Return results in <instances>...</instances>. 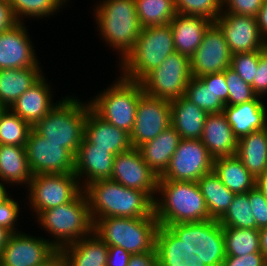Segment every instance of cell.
<instances>
[{
  "mask_svg": "<svg viewBox=\"0 0 267 266\" xmlns=\"http://www.w3.org/2000/svg\"><path fill=\"white\" fill-rule=\"evenodd\" d=\"M260 252L267 261V227L259 229Z\"/></svg>",
  "mask_w": 267,
  "mask_h": 266,
  "instance_id": "cell-54",
  "label": "cell"
},
{
  "mask_svg": "<svg viewBox=\"0 0 267 266\" xmlns=\"http://www.w3.org/2000/svg\"><path fill=\"white\" fill-rule=\"evenodd\" d=\"M265 0H222V12L256 17Z\"/></svg>",
  "mask_w": 267,
  "mask_h": 266,
  "instance_id": "cell-44",
  "label": "cell"
},
{
  "mask_svg": "<svg viewBox=\"0 0 267 266\" xmlns=\"http://www.w3.org/2000/svg\"><path fill=\"white\" fill-rule=\"evenodd\" d=\"M114 158L115 155L107 149L94 148V145L84 138L75 155L74 168L79 183L82 181L81 178H84L80 183L82 189L94 181L110 179Z\"/></svg>",
  "mask_w": 267,
  "mask_h": 266,
  "instance_id": "cell-20",
  "label": "cell"
},
{
  "mask_svg": "<svg viewBox=\"0 0 267 266\" xmlns=\"http://www.w3.org/2000/svg\"><path fill=\"white\" fill-rule=\"evenodd\" d=\"M250 205L248 192L235 194L229 209L219 220L220 225L240 229H258Z\"/></svg>",
  "mask_w": 267,
  "mask_h": 266,
  "instance_id": "cell-38",
  "label": "cell"
},
{
  "mask_svg": "<svg viewBox=\"0 0 267 266\" xmlns=\"http://www.w3.org/2000/svg\"><path fill=\"white\" fill-rule=\"evenodd\" d=\"M131 254L119 246H109L106 266H127Z\"/></svg>",
  "mask_w": 267,
  "mask_h": 266,
  "instance_id": "cell-50",
  "label": "cell"
},
{
  "mask_svg": "<svg viewBox=\"0 0 267 266\" xmlns=\"http://www.w3.org/2000/svg\"><path fill=\"white\" fill-rule=\"evenodd\" d=\"M109 246L94 232L63 247L59 252L68 266H106Z\"/></svg>",
  "mask_w": 267,
  "mask_h": 266,
  "instance_id": "cell-29",
  "label": "cell"
},
{
  "mask_svg": "<svg viewBox=\"0 0 267 266\" xmlns=\"http://www.w3.org/2000/svg\"><path fill=\"white\" fill-rule=\"evenodd\" d=\"M232 53L219 26L212 22L205 30L202 42L190 57L192 77L223 72L230 67Z\"/></svg>",
  "mask_w": 267,
  "mask_h": 266,
  "instance_id": "cell-14",
  "label": "cell"
},
{
  "mask_svg": "<svg viewBox=\"0 0 267 266\" xmlns=\"http://www.w3.org/2000/svg\"><path fill=\"white\" fill-rule=\"evenodd\" d=\"M50 89V85H48L43 75L9 109L33 127L59 102L54 103L52 101L53 92Z\"/></svg>",
  "mask_w": 267,
  "mask_h": 266,
  "instance_id": "cell-22",
  "label": "cell"
},
{
  "mask_svg": "<svg viewBox=\"0 0 267 266\" xmlns=\"http://www.w3.org/2000/svg\"><path fill=\"white\" fill-rule=\"evenodd\" d=\"M236 156L257 180L267 170V128L240 138Z\"/></svg>",
  "mask_w": 267,
  "mask_h": 266,
  "instance_id": "cell-30",
  "label": "cell"
},
{
  "mask_svg": "<svg viewBox=\"0 0 267 266\" xmlns=\"http://www.w3.org/2000/svg\"><path fill=\"white\" fill-rule=\"evenodd\" d=\"M184 96L208 114L221 113L226 106L210 87L196 77L189 81Z\"/></svg>",
  "mask_w": 267,
  "mask_h": 266,
  "instance_id": "cell-40",
  "label": "cell"
},
{
  "mask_svg": "<svg viewBox=\"0 0 267 266\" xmlns=\"http://www.w3.org/2000/svg\"><path fill=\"white\" fill-rule=\"evenodd\" d=\"M90 102L65 97L32 128L46 140L59 143L74 156L84 139V128Z\"/></svg>",
  "mask_w": 267,
  "mask_h": 266,
  "instance_id": "cell-4",
  "label": "cell"
},
{
  "mask_svg": "<svg viewBox=\"0 0 267 266\" xmlns=\"http://www.w3.org/2000/svg\"><path fill=\"white\" fill-rule=\"evenodd\" d=\"M251 86L257 96L262 97L267 94V47L259 50L258 68Z\"/></svg>",
  "mask_w": 267,
  "mask_h": 266,
  "instance_id": "cell-48",
  "label": "cell"
},
{
  "mask_svg": "<svg viewBox=\"0 0 267 266\" xmlns=\"http://www.w3.org/2000/svg\"><path fill=\"white\" fill-rule=\"evenodd\" d=\"M180 140V135L170 125L153 140L140 145L137 149L144 162L160 177L167 169Z\"/></svg>",
  "mask_w": 267,
  "mask_h": 266,
  "instance_id": "cell-27",
  "label": "cell"
},
{
  "mask_svg": "<svg viewBox=\"0 0 267 266\" xmlns=\"http://www.w3.org/2000/svg\"><path fill=\"white\" fill-rule=\"evenodd\" d=\"M127 266H159L156 248L150 252L131 255Z\"/></svg>",
  "mask_w": 267,
  "mask_h": 266,
  "instance_id": "cell-51",
  "label": "cell"
},
{
  "mask_svg": "<svg viewBox=\"0 0 267 266\" xmlns=\"http://www.w3.org/2000/svg\"><path fill=\"white\" fill-rule=\"evenodd\" d=\"M178 14L204 17L214 22L222 12V0H174Z\"/></svg>",
  "mask_w": 267,
  "mask_h": 266,
  "instance_id": "cell-41",
  "label": "cell"
},
{
  "mask_svg": "<svg viewBox=\"0 0 267 266\" xmlns=\"http://www.w3.org/2000/svg\"><path fill=\"white\" fill-rule=\"evenodd\" d=\"M251 213L255 217L258 229L267 227V199L264 194L255 186L248 191Z\"/></svg>",
  "mask_w": 267,
  "mask_h": 266,
  "instance_id": "cell-45",
  "label": "cell"
},
{
  "mask_svg": "<svg viewBox=\"0 0 267 266\" xmlns=\"http://www.w3.org/2000/svg\"><path fill=\"white\" fill-rule=\"evenodd\" d=\"M226 85L228 86V101L225 105H237L254 100L257 95L250 84L246 83L230 67L225 70Z\"/></svg>",
  "mask_w": 267,
  "mask_h": 266,
  "instance_id": "cell-42",
  "label": "cell"
},
{
  "mask_svg": "<svg viewBox=\"0 0 267 266\" xmlns=\"http://www.w3.org/2000/svg\"><path fill=\"white\" fill-rule=\"evenodd\" d=\"M36 218L55 239L52 244L58 251L93 233L94 222L84 190L71 202L44 210Z\"/></svg>",
  "mask_w": 267,
  "mask_h": 266,
  "instance_id": "cell-5",
  "label": "cell"
},
{
  "mask_svg": "<svg viewBox=\"0 0 267 266\" xmlns=\"http://www.w3.org/2000/svg\"><path fill=\"white\" fill-rule=\"evenodd\" d=\"M155 248L159 266H207L167 226L159 225Z\"/></svg>",
  "mask_w": 267,
  "mask_h": 266,
  "instance_id": "cell-25",
  "label": "cell"
},
{
  "mask_svg": "<svg viewBox=\"0 0 267 266\" xmlns=\"http://www.w3.org/2000/svg\"><path fill=\"white\" fill-rule=\"evenodd\" d=\"M261 98L257 96L254 100L224 107L223 113L238 140L251 132L267 128V107Z\"/></svg>",
  "mask_w": 267,
  "mask_h": 266,
  "instance_id": "cell-23",
  "label": "cell"
},
{
  "mask_svg": "<svg viewBox=\"0 0 267 266\" xmlns=\"http://www.w3.org/2000/svg\"><path fill=\"white\" fill-rule=\"evenodd\" d=\"M256 187L267 199V170L256 180Z\"/></svg>",
  "mask_w": 267,
  "mask_h": 266,
  "instance_id": "cell-57",
  "label": "cell"
},
{
  "mask_svg": "<svg viewBox=\"0 0 267 266\" xmlns=\"http://www.w3.org/2000/svg\"><path fill=\"white\" fill-rule=\"evenodd\" d=\"M12 234L13 233L9 229H7L3 226H0V254L3 250V248L6 246L8 240Z\"/></svg>",
  "mask_w": 267,
  "mask_h": 266,
  "instance_id": "cell-56",
  "label": "cell"
},
{
  "mask_svg": "<svg viewBox=\"0 0 267 266\" xmlns=\"http://www.w3.org/2000/svg\"><path fill=\"white\" fill-rule=\"evenodd\" d=\"M154 214L159 225L210 220L208 208L197 182L158 180Z\"/></svg>",
  "mask_w": 267,
  "mask_h": 266,
  "instance_id": "cell-2",
  "label": "cell"
},
{
  "mask_svg": "<svg viewBox=\"0 0 267 266\" xmlns=\"http://www.w3.org/2000/svg\"><path fill=\"white\" fill-rule=\"evenodd\" d=\"M40 67L0 70V105L10 108L12 104L42 76Z\"/></svg>",
  "mask_w": 267,
  "mask_h": 266,
  "instance_id": "cell-31",
  "label": "cell"
},
{
  "mask_svg": "<svg viewBox=\"0 0 267 266\" xmlns=\"http://www.w3.org/2000/svg\"><path fill=\"white\" fill-rule=\"evenodd\" d=\"M197 184L213 220H220L229 209L235 193L230 191L221 179L211 171L203 175Z\"/></svg>",
  "mask_w": 267,
  "mask_h": 266,
  "instance_id": "cell-34",
  "label": "cell"
},
{
  "mask_svg": "<svg viewBox=\"0 0 267 266\" xmlns=\"http://www.w3.org/2000/svg\"><path fill=\"white\" fill-rule=\"evenodd\" d=\"M256 22L261 36L267 42V0L264 1V4L257 13Z\"/></svg>",
  "mask_w": 267,
  "mask_h": 266,
  "instance_id": "cell-53",
  "label": "cell"
},
{
  "mask_svg": "<svg viewBox=\"0 0 267 266\" xmlns=\"http://www.w3.org/2000/svg\"><path fill=\"white\" fill-rule=\"evenodd\" d=\"M13 233L0 254V266H44L59 251L49 239Z\"/></svg>",
  "mask_w": 267,
  "mask_h": 266,
  "instance_id": "cell-15",
  "label": "cell"
},
{
  "mask_svg": "<svg viewBox=\"0 0 267 266\" xmlns=\"http://www.w3.org/2000/svg\"><path fill=\"white\" fill-rule=\"evenodd\" d=\"M214 158L200 139H181L165 172L158 180L197 182L213 171Z\"/></svg>",
  "mask_w": 267,
  "mask_h": 266,
  "instance_id": "cell-12",
  "label": "cell"
},
{
  "mask_svg": "<svg viewBox=\"0 0 267 266\" xmlns=\"http://www.w3.org/2000/svg\"><path fill=\"white\" fill-rule=\"evenodd\" d=\"M25 150L32 175L74 174L75 156L61 144L46 140L33 128Z\"/></svg>",
  "mask_w": 267,
  "mask_h": 266,
  "instance_id": "cell-13",
  "label": "cell"
},
{
  "mask_svg": "<svg viewBox=\"0 0 267 266\" xmlns=\"http://www.w3.org/2000/svg\"><path fill=\"white\" fill-rule=\"evenodd\" d=\"M199 79L212 89L216 97H218L224 104L228 101L229 89L226 85L225 70L223 72L208 74L199 77Z\"/></svg>",
  "mask_w": 267,
  "mask_h": 266,
  "instance_id": "cell-47",
  "label": "cell"
},
{
  "mask_svg": "<svg viewBox=\"0 0 267 266\" xmlns=\"http://www.w3.org/2000/svg\"><path fill=\"white\" fill-rule=\"evenodd\" d=\"M171 126L181 139H200L208 113L185 96L170 101Z\"/></svg>",
  "mask_w": 267,
  "mask_h": 266,
  "instance_id": "cell-28",
  "label": "cell"
},
{
  "mask_svg": "<svg viewBox=\"0 0 267 266\" xmlns=\"http://www.w3.org/2000/svg\"><path fill=\"white\" fill-rule=\"evenodd\" d=\"M67 1L69 0H8L17 22H22L25 17L39 19L54 15Z\"/></svg>",
  "mask_w": 267,
  "mask_h": 266,
  "instance_id": "cell-39",
  "label": "cell"
},
{
  "mask_svg": "<svg viewBox=\"0 0 267 266\" xmlns=\"http://www.w3.org/2000/svg\"><path fill=\"white\" fill-rule=\"evenodd\" d=\"M16 23L8 0H0V32L11 28Z\"/></svg>",
  "mask_w": 267,
  "mask_h": 266,
  "instance_id": "cell-52",
  "label": "cell"
},
{
  "mask_svg": "<svg viewBox=\"0 0 267 266\" xmlns=\"http://www.w3.org/2000/svg\"><path fill=\"white\" fill-rule=\"evenodd\" d=\"M200 140L214 159L237 153L238 139L223 112L207 115Z\"/></svg>",
  "mask_w": 267,
  "mask_h": 266,
  "instance_id": "cell-24",
  "label": "cell"
},
{
  "mask_svg": "<svg viewBox=\"0 0 267 266\" xmlns=\"http://www.w3.org/2000/svg\"><path fill=\"white\" fill-rule=\"evenodd\" d=\"M32 176L25 146L0 144V182L29 185Z\"/></svg>",
  "mask_w": 267,
  "mask_h": 266,
  "instance_id": "cell-32",
  "label": "cell"
},
{
  "mask_svg": "<svg viewBox=\"0 0 267 266\" xmlns=\"http://www.w3.org/2000/svg\"><path fill=\"white\" fill-rule=\"evenodd\" d=\"M222 266H267L261 252H253L241 256H225Z\"/></svg>",
  "mask_w": 267,
  "mask_h": 266,
  "instance_id": "cell-49",
  "label": "cell"
},
{
  "mask_svg": "<svg viewBox=\"0 0 267 266\" xmlns=\"http://www.w3.org/2000/svg\"><path fill=\"white\" fill-rule=\"evenodd\" d=\"M21 209L19 207L18 201L16 202L9 195L2 203H0V226L9 229L12 233L20 232L15 227V222L18 220V213ZM17 230V231H16Z\"/></svg>",
  "mask_w": 267,
  "mask_h": 266,
  "instance_id": "cell-46",
  "label": "cell"
},
{
  "mask_svg": "<svg viewBox=\"0 0 267 266\" xmlns=\"http://www.w3.org/2000/svg\"><path fill=\"white\" fill-rule=\"evenodd\" d=\"M8 195L10 194L6 191L5 185L0 182V203L7 199L9 197Z\"/></svg>",
  "mask_w": 267,
  "mask_h": 266,
  "instance_id": "cell-58",
  "label": "cell"
},
{
  "mask_svg": "<svg viewBox=\"0 0 267 266\" xmlns=\"http://www.w3.org/2000/svg\"><path fill=\"white\" fill-rule=\"evenodd\" d=\"M259 63V51L232 54L230 68L246 83L252 84Z\"/></svg>",
  "mask_w": 267,
  "mask_h": 266,
  "instance_id": "cell-43",
  "label": "cell"
},
{
  "mask_svg": "<svg viewBox=\"0 0 267 266\" xmlns=\"http://www.w3.org/2000/svg\"><path fill=\"white\" fill-rule=\"evenodd\" d=\"M226 256L260 252L259 229L223 227Z\"/></svg>",
  "mask_w": 267,
  "mask_h": 266,
  "instance_id": "cell-35",
  "label": "cell"
},
{
  "mask_svg": "<svg viewBox=\"0 0 267 266\" xmlns=\"http://www.w3.org/2000/svg\"><path fill=\"white\" fill-rule=\"evenodd\" d=\"M142 27L166 25L177 14L174 0H135Z\"/></svg>",
  "mask_w": 267,
  "mask_h": 266,
  "instance_id": "cell-36",
  "label": "cell"
},
{
  "mask_svg": "<svg viewBox=\"0 0 267 266\" xmlns=\"http://www.w3.org/2000/svg\"><path fill=\"white\" fill-rule=\"evenodd\" d=\"M213 171L235 194L247 193L256 186L255 178L236 155L215 158Z\"/></svg>",
  "mask_w": 267,
  "mask_h": 266,
  "instance_id": "cell-33",
  "label": "cell"
},
{
  "mask_svg": "<svg viewBox=\"0 0 267 266\" xmlns=\"http://www.w3.org/2000/svg\"><path fill=\"white\" fill-rule=\"evenodd\" d=\"M4 108L0 105V112L3 110Z\"/></svg>",
  "mask_w": 267,
  "mask_h": 266,
  "instance_id": "cell-59",
  "label": "cell"
},
{
  "mask_svg": "<svg viewBox=\"0 0 267 266\" xmlns=\"http://www.w3.org/2000/svg\"><path fill=\"white\" fill-rule=\"evenodd\" d=\"M44 266H68V263L66 262L64 256L58 252Z\"/></svg>",
  "mask_w": 267,
  "mask_h": 266,
  "instance_id": "cell-55",
  "label": "cell"
},
{
  "mask_svg": "<svg viewBox=\"0 0 267 266\" xmlns=\"http://www.w3.org/2000/svg\"><path fill=\"white\" fill-rule=\"evenodd\" d=\"M171 125L170 101L144 93L138 102L130 140L133 148L153 140Z\"/></svg>",
  "mask_w": 267,
  "mask_h": 266,
  "instance_id": "cell-16",
  "label": "cell"
},
{
  "mask_svg": "<svg viewBox=\"0 0 267 266\" xmlns=\"http://www.w3.org/2000/svg\"><path fill=\"white\" fill-rule=\"evenodd\" d=\"M158 179V175L144 162L137 148L115 155L110 180L146 192L155 200Z\"/></svg>",
  "mask_w": 267,
  "mask_h": 266,
  "instance_id": "cell-17",
  "label": "cell"
},
{
  "mask_svg": "<svg viewBox=\"0 0 267 266\" xmlns=\"http://www.w3.org/2000/svg\"><path fill=\"white\" fill-rule=\"evenodd\" d=\"M191 79L190 58L174 52L168 55L159 67L149 72L140 83L147 95L172 101L185 95Z\"/></svg>",
  "mask_w": 267,
  "mask_h": 266,
  "instance_id": "cell-10",
  "label": "cell"
},
{
  "mask_svg": "<svg viewBox=\"0 0 267 266\" xmlns=\"http://www.w3.org/2000/svg\"><path fill=\"white\" fill-rule=\"evenodd\" d=\"M114 82L89 102L91 108L105 121L131 133L138 102L144 94L143 87L140 82L126 79L123 76Z\"/></svg>",
  "mask_w": 267,
  "mask_h": 266,
  "instance_id": "cell-8",
  "label": "cell"
},
{
  "mask_svg": "<svg viewBox=\"0 0 267 266\" xmlns=\"http://www.w3.org/2000/svg\"><path fill=\"white\" fill-rule=\"evenodd\" d=\"M211 23L204 17L177 13L169 22L176 52L190 58L200 46L205 30Z\"/></svg>",
  "mask_w": 267,
  "mask_h": 266,
  "instance_id": "cell-26",
  "label": "cell"
},
{
  "mask_svg": "<svg viewBox=\"0 0 267 266\" xmlns=\"http://www.w3.org/2000/svg\"><path fill=\"white\" fill-rule=\"evenodd\" d=\"M84 138L94 148L107 149L113 155L133 148L130 133L105 121L92 108L87 113Z\"/></svg>",
  "mask_w": 267,
  "mask_h": 266,
  "instance_id": "cell-21",
  "label": "cell"
},
{
  "mask_svg": "<svg viewBox=\"0 0 267 266\" xmlns=\"http://www.w3.org/2000/svg\"><path fill=\"white\" fill-rule=\"evenodd\" d=\"M174 52L176 50L169 24L143 27L134 48L119 61L122 70L120 76L140 82Z\"/></svg>",
  "mask_w": 267,
  "mask_h": 266,
  "instance_id": "cell-7",
  "label": "cell"
},
{
  "mask_svg": "<svg viewBox=\"0 0 267 266\" xmlns=\"http://www.w3.org/2000/svg\"><path fill=\"white\" fill-rule=\"evenodd\" d=\"M158 220L150 217H106L94 221L93 232L108 246H119L131 255L153 251Z\"/></svg>",
  "mask_w": 267,
  "mask_h": 266,
  "instance_id": "cell-6",
  "label": "cell"
},
{
  "mask_svg": "<svg viewBox=\"0 0 267 266\" xmlns=\"http://www.w3.org/2000/svg\"><path fill=\"white\" fill-rule=\"evenodd\" d=\"M214 22L221 29L232 54L259 51L267 47L256 17L221 12Z\"/></svg>",
  "mask_w": 267,
  "mask_h": 266,
  "instance_id": "cell-18",
  "label": "cell"
},
{
  "mask_svg": "<svg viewBox=\"0 0 267 266\" xmlns=\"http://www.w3.org/2000/svg\"><path fill=\"white\" fill-rule=\"evenodd\" d=\"M207 266H222L225 259L223 227L219 220L176 223L167 226Z\"/></svg>",
  "mask_w": 267,
  "mask_h": 266,
  "instance_id": "cell-9",
  "label": "cell"
},
{
  "mask_svg": "<svg viewBox=\"0 0 267 266\" xmlns=\"http://www.w3.org/2000/svg\"><path fill=\"white\" fill-rule=\"evenodd\" d=\"M30 209L42 211L71 202L83 189L75 174L33 175L29 185Z\"/></svg>",
  "mask_w": 267,
  "mask_h": 266,
  "instance_id": "cell-11",
  "label": "cell"
},
{
  "mask_svg": "<svg viewBox=\"0 0 267 266\" xmlns=\"http://www.w3.org/2000/svg\"><path fill=\"white\" fill-rule=\"evenodd\" d=\"M23 22L0 32V70L39 67L34 46Z\"/></svg>",
  "mask_w": 267,
  "mask_h": 266,
  "instance_id": "cell-19",
  "label": "cell"
},
{
  "mask_svg": "<svg viewBox=\"0 0 267 266\" xmlns=\"http://www.w3.org/2000/svg\"><path fill=\"white\" fill-rule=\"evenodd\" d=\"M103 1V2H101ZM95 7L98 30L113 50L119 51L122 61L134 48L142 31L135 0H101Z\"/></svg>",
  "mask_w": 267,
  "mask_h": 266,
  "instance_id": "cell-3",
  "label": "cell"
},
{
  "mask_svg": "<svg viewBox=\"0 0 267 266\" xmlns=\"http://www.w3.org/2000/svg\"><path fill=\"white\" fill-rule=\"evenodd\" d=\"M83 190L93 222L106 217H150L154 213V200L146 192L110 179L94 181Z\"/></svg>",
  "mask_w": 267,
  "mask_h": 266,
  "instance_id": "cell-1",
  "label": "cell"
},
{
  "mask_svg": "<svg viewBox=\"0 0 267 266\" xmlns=\"http://www.w3.org/2000/svg\"><path fill=\"white\" fill-rule=\"evenodd\" d=\"M32 126L9 108L0 112V144L25 146Z\"/></svg>",
  "mask_w": 267,
  "mask_h": 266,
  "instance_id": "cell-37",
  "label": "cell"
}]
</instances>
